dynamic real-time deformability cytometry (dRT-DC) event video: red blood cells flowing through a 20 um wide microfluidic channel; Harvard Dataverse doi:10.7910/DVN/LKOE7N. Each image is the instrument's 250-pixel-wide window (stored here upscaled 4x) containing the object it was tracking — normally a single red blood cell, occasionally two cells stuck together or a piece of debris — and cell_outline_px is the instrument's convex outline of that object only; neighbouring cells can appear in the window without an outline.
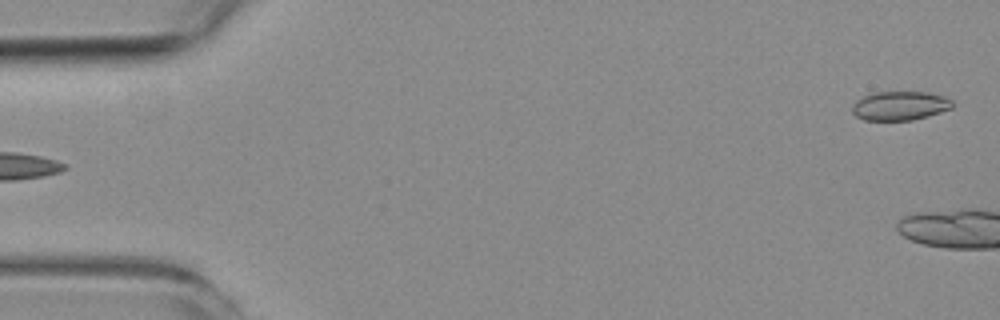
{"species": "common noctule bat (a hibernating species)", "species_latin": "Nyctalus noctula", "temperature_condition": "room temperature", "stored_images_in_passage": 5, "segment_of_instrument_passage": [2, 2], "camera_frame_rate_fps": 3000, "um_per_image_px": 0.085, "animal": {"sex": "female", "body_mass_g": 19.3, "forearm_length_mm": 54.1}, "frame": {"image": 1, "passage_image": 5, "time_ms": 6.0, "image_size_px": [1000, 320], "cell_outline_px": [[952, 108], [928, 116], [912, 120], [864, 120], [856, 116], [852, 112], [852, 104], [856, 100], [864, 96], [876, 92], [928, 92], [944, 96], [952, 100]], "centroid_in_image_um": [76.48, 8.99], "position_along_channel_um": 8.5, "area_um2": 16.94}}